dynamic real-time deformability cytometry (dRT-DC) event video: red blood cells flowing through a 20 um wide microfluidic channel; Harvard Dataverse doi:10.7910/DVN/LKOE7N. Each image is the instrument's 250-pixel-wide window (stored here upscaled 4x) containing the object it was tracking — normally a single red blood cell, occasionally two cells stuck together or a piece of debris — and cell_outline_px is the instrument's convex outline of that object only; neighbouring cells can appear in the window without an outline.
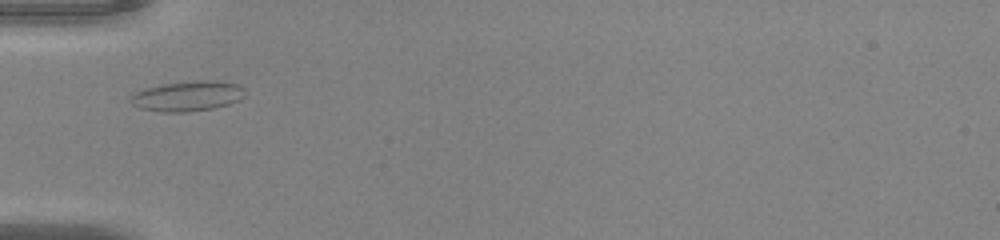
{"species": "common noctule bat (a hibernating species)", "species_latin": "Nyctalus noctula", "temperature_condition": "warm", "stored_images_in_passage": 34, "camera_frame_rate_fps": 3000, "um_per_image_px": 0.085, "animal": {"sex": "male", "body_mass_g": 20.0, "forearm_length_mm": 53.3}, "frame": {"image": 1, "passage_image": 1, "time_ms": 0.0, "image_size_px": [1000, 240], "cell_outline_px": [[244, 96], [240, 100], [228, 104], [212, 108], [188, 112], [160, 112], [140, 108], [132, 104], [128, 100], [136, 92], [148, 88], [164, 84], [196, 80], [216, 80], [240, 84], [244, 88]], "centroid_in_image_um": [15.98, 8.16], "position_along_channel_um": 69.0, "area_um2": 20.11}}
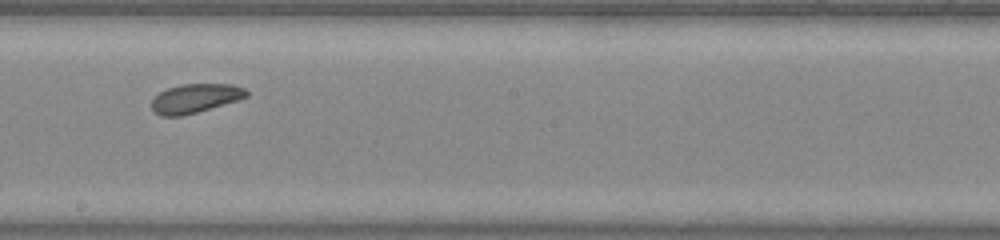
{"frame": {"image": 2, "passage_image": 13, "time_ms": 4.0, "image_size_px": [1000, 240], "cell_outline_px": [[248, 96], [236, 100], [196, 112], [180, 116], [160, 116], [152, 108], [152, 100], [160, 92], [168, 88], [180, 84], [232, 84], [244, 88], [248, 92]], "centroid_in_image_um": [16.58, 8.34], "position_along_channel_um": 231.6, "area_um2": 15.72}}
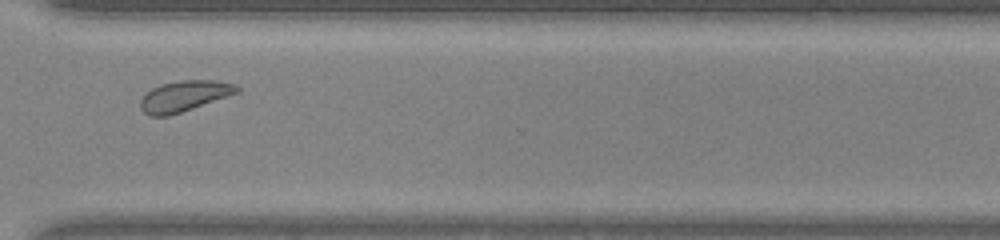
{"frame": {"image": 3, "passage_image": 22, "time_ms": 7.0, "image_size_px": [1000, 240], "cell_outline_px": [[240, 92], [168, 116], [148, 116], [140, 108], [140, 100], [152, 88], [160, 84], [180, 80], [216, 80], [236, 84], [240, 88]], "centroid_in_image_um": [15.67, 8.15], "position_along_channel_um": 354.9, "area_um2": 17.22}, "authors_computed_cell_mechanics": {"area_um2": 17.1666, "velocity_mm_per_s": 4.0921, "shape_relaxation_time_tau1_ms": 2.3647, "shape_relaxation_time_tau2_ms": 3.8721, "deformation_change_tau1": 0.0505, "deformation_change_tau2": 0.1057}}